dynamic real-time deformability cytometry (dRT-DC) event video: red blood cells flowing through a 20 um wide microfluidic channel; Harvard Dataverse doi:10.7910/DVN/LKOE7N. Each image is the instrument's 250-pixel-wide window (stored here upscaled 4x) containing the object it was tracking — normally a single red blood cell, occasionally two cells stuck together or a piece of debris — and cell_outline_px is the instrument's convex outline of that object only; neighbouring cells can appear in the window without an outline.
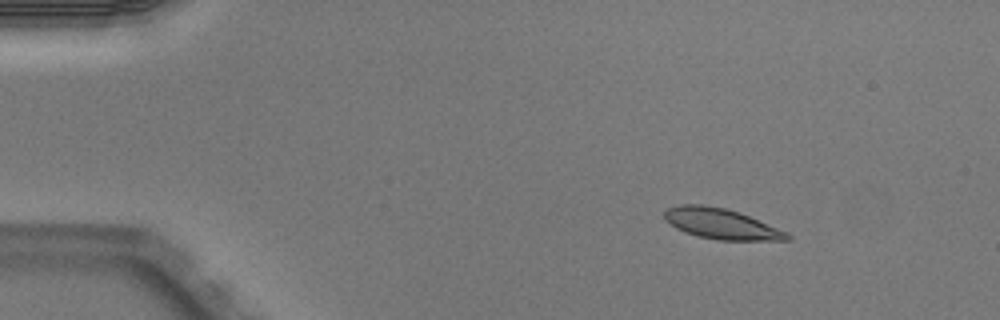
{"species": "Egyptian fruit bat (a non-hibernating species)", "species_latin": "Rousettus aegyptiacus", "temperature_condition": "warm", "stored_images_in_passage": 4, "camera_frame_rate_fps": 3000, "um_per_image_px": 0.085, "animal": {"sex": "male"}, "frame": {"image": 1, "passage_image": 2, "time_ms": 0.333, "image_size_px": [1000, 320], "cell_outline_px": [[792, 240], [716, 240], [684, 232], [676, 228], [664, 220], [664, 212], [668, 208], [680, 204], [700, 204], [724, 208], [740, 212], [788, 232], [792, 236]], "centroid_in_image_um": [61.32, 19.02], "position_along_channel_um": 23.7, "area_um2": 21.91}}